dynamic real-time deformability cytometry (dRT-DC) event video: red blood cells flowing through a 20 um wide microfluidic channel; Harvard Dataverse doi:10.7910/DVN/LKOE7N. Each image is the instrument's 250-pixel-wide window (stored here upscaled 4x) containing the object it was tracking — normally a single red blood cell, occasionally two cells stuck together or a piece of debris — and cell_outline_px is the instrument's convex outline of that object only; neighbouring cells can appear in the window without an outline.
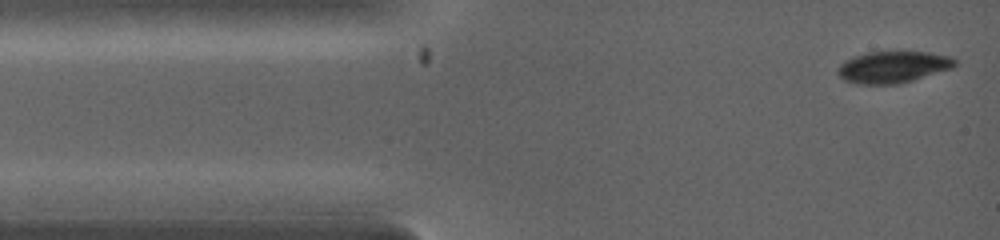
{"species": "common noctule bat (a hibernating species)", "species_latin": "Nyctalus noctula", "temperature_condition": "warm", "stored_images_in_passage": 4, "camera_frame_rate_fps": 5000, "um_per_image_px": 0.085, "animal": {"sex": "female", "body_mass_g": 19.0, "forearm_length_mm": 53.3}, "frame": {"image": 1, "passage_image": 1, "time_ms": 0.0, "image_size_px": [1000, 240], "cell_outline_px": [[956, 64], [948, 68], [912, 80], [896, 84], [864, 84], [844, 80], [840, 76], [840, 64], [856, 56], [868, 52], [928, 52], [948, 56], [956, 60]], "centroid_in_image_um": [75.9, 5.69], "position_along_channel_um": 9.1, "area_um2": 20.75}}
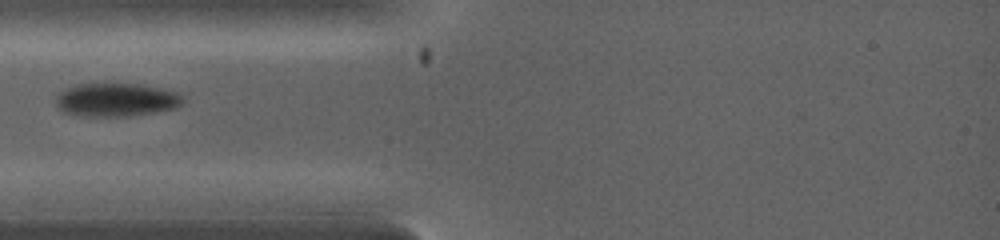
{"frame": {"image": 2, "passage_image": 4, "time_ms": 2.2, "image_size_px": [1000, 240], "cell_outline_px": [[184, 100], [176, 108], [128, 116], [80, 116], [64, 112], [56, 104], [56, 96], [60, 92], [76, 84], [108, 80], [140, 84], [160, 88], [176, 92]], "centroid_in_image_um": [9.83, 8.43], "position_along_channel_um": 75.2, "area_um2": 25.32}}